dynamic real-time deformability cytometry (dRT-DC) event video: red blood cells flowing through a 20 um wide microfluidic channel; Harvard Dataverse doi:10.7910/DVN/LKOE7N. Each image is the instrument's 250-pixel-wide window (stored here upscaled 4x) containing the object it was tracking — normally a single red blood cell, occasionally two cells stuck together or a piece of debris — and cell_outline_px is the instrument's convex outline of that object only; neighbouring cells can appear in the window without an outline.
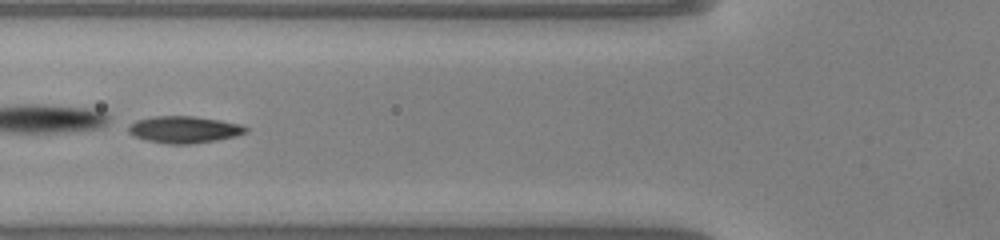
{"species": "common noctule bat (a hibernating species)", "species_latin": "Nyctalus noctula", "temperature_condition": "warm", "stored_images_in_passage": 48, "segment_of_instrument_passage": [1, 2], "camera_frame_rate_fps": 3000, "um_per_image_px": 0.085, "animal": {"sex": "male", "body_mass_g": 20.0, "forearm_length_mm": 53.3}, "frame": {"image": 1, "passage_image": 17, "time_ms": 5.333, "image_size_px": [1000, 240], "cell_outline_px": [[248, 128], [244, 132], [236, 136], [216, 140], [188, 144], [168, 144], [148, 140], [136, 136], [128, 132], [128, 124], [136, 120], [156, 116], [192, 116], [220, 120], [240, 124]], "centroid_in_image_um": [15.63, 11.0], "position_along_channel_um": 110.2, "area_um2": 18.15}}